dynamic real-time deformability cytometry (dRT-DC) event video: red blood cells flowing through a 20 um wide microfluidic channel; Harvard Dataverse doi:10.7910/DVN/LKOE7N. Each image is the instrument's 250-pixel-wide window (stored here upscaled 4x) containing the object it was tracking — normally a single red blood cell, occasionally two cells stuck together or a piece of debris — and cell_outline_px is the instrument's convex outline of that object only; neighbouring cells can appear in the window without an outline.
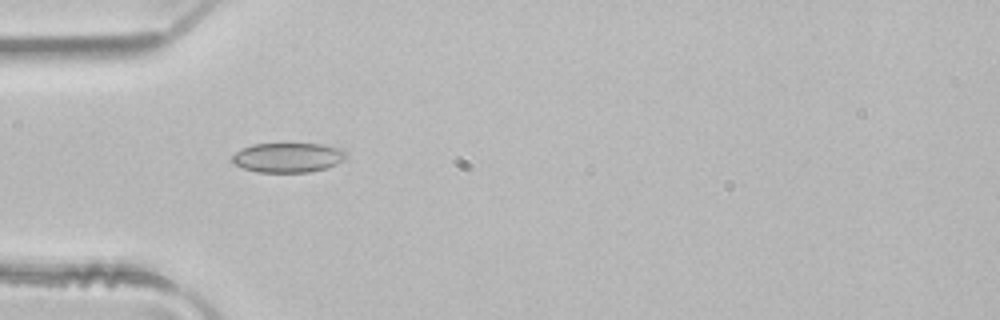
{"species": "common noctule bat (a hibernating species)", "species_latin": "Nyctalus noctula", "temperature_condition": "room temperature", "stored_images_in_passage": 4, "camera_frame_rate_fps": 3000, "um_per_image_px": 0.085, "animal": {"sex": "male", "body_mass_g": 21.5, "forearm_length_mm": 52.0}, "frame": {"image": 1, "passage_image": 3, "time_ms": 0.667, "image_size_px": [1000, 320], "cell_outline_px": [[348, 156], [344, 160], [328, 168], [308, 172], [256, 172], [244, 168], [236, 164], [232, 160], [232, 156], [236, 152], [252, 144], [320, 144], [344, 148], [348, 152]], "centroid_in_image_um": [24.56, 13.39], "position_along_channel_um": 60.4, "area_um2": 19.77}}
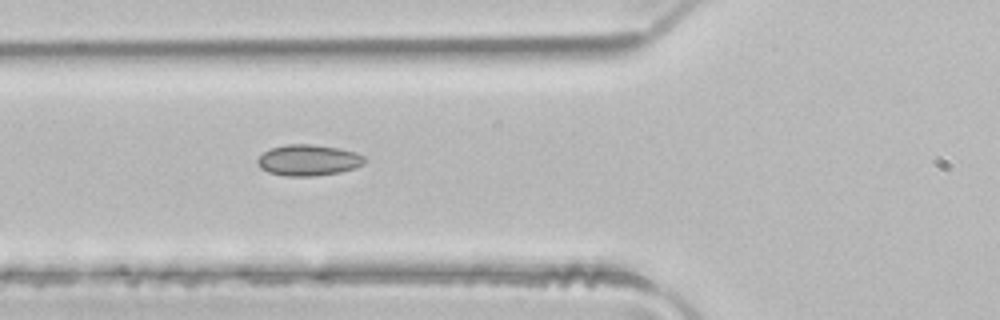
{"frame": {"image": 2, "passage_image": 4, "time_ms": 1.0, "image_size_px": [1000, 320], "cell_outline_px": [[364, 164], [356, 168], [340, 172], [312, 176], [284, 176], [268, 172], [260, 168], [256, 160], [264, 152], [272, 148], [288, 144], [312, 144], [340, 148], [356, 152], [364, 156]], "centroid_in_image_um": [26.22, 13.61], "position_along_channel_um": 99.6, "area_um2": 19.42}}